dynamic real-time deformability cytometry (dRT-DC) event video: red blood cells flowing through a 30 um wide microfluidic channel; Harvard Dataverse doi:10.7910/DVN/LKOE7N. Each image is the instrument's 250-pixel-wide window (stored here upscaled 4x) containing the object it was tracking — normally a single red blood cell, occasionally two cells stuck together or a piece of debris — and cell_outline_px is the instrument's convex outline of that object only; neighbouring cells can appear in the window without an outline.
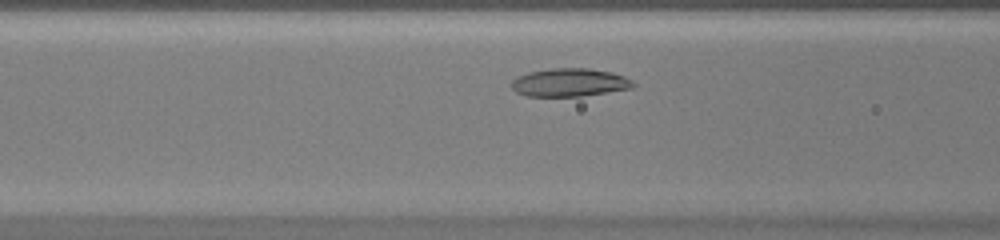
{"species": "common noctule bat (a hibernating species)", "species_latin": "Nyctalus noctula", "temperature_condition": "warm", "stored_images_in_passage": 28, "camera_frame_rate_fps": 3000, "um_per_image_px": 0.085, "animal": {"sex": "female", "body_mass_g": 20.0, "forearm_length_mm": 54.0}, "frame": {"image": 1, "passage_image": 7, "time_ms": 2.0, "image_size_px": [1000, 240], "cell_outline_px": [[636, 84], [632, 88], [580, 96], [524, 96], [516, 92], [512, 88], [512, 80], [516, 76], [528, 72], [552, 68], [588, 68], [612, 72], [624, 76], [632, 80]], "centroid_in_image_um": [48.39, 7.0], "position_along_channel_um": 118.2, "area_um2": 20.0}}
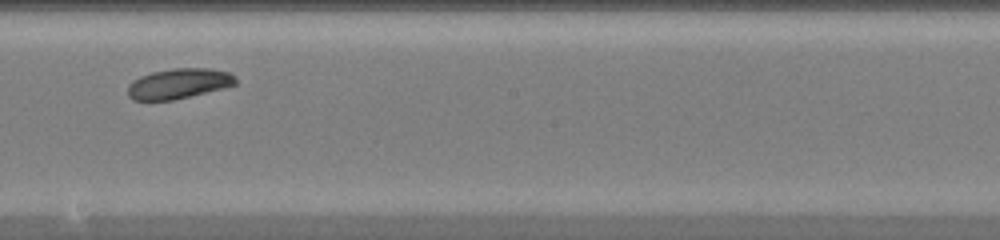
{"frame": {"image": 2, "passage_image": 15, "time_ms": 4.667, "image_size_px": [1000, 240], "cell_outline_px": [[236, 84], [224, 88], [172, 100], [132, 100], [128, 96], [128, 84], [140, 76], [152, 72], [172, 68], [208, 68], [232, 72], [236, 76]], "centroid_in_image_um": [15.21, 7.09], "position_along_channel_um": 233.0, "area_um2": 19.07}}
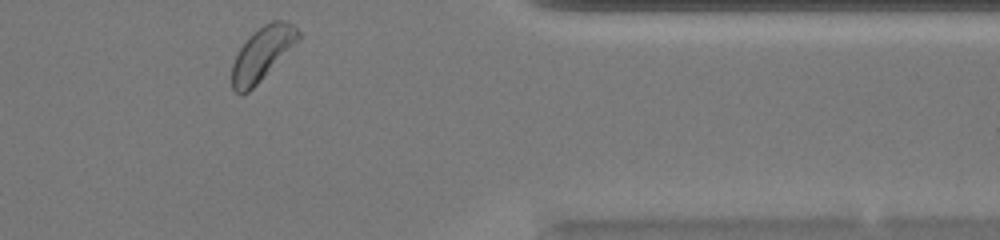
{"frame": {"image": 3, "passage_image": 27, "time_ms": 8.667, "image_size_px": [1000, 240], "cell_outline_px": [[300, 40], [248, 92], [240, 96], [232, 88], [232, 64], [240, 48], [264, 24], [272, 20], [284, 20], [292, 24], [300, 32]], "centroid_in_image_um": [22.31, 4.57], "position_along_channel_um": 389.1, "area_um2": 20.17}}